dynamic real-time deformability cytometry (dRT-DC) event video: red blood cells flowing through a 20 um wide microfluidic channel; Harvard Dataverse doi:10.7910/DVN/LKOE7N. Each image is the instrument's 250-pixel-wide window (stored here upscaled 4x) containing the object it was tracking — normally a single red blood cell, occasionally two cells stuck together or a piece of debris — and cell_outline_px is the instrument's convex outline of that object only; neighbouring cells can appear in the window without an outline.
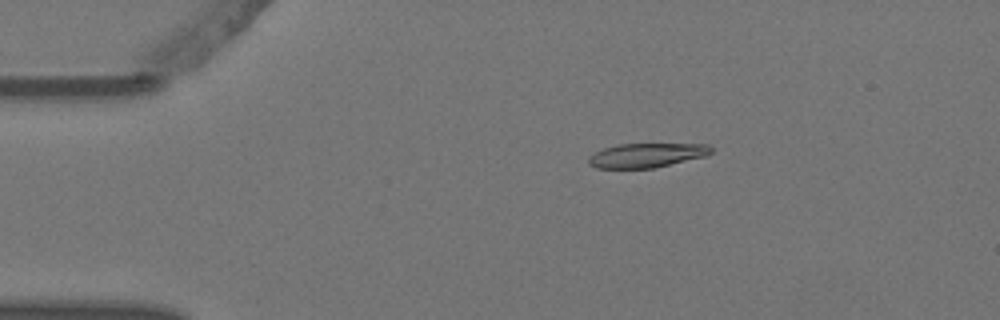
{"species": "Egyptian fruit bat (a non-hibernating species)", "species_latin": "Rousettus aegyptiacus", "temperature_condition": "warm", "stored_images_in_passage": 5, "camera_frame_rate_fps": 3000, "um_per_image_px": 0.085, "animal": {"sex": "female"}, "frame": {"image": 1, "passage_image": 2, "time_ms": 0.333, "image_size_px": [1000, 320], "cell_outline_px": [[712, 152], [704, 156], [652, 168], [596, 168], [588, 164], [588, 156], [604, 148], [620, 144], [708, 144], [712, 148]], "centroid_in_image_um": [54.92, 13.19], "position_along_channel_um": 30.1, "area_um2": 17.11}}
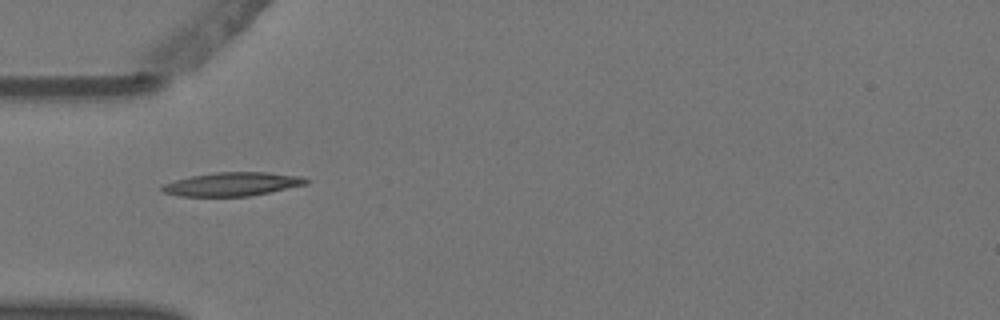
{"frame": {"image": 2, "passage_image": 4, "time_ms": 1.0, "image_size_px": [1000, 320], "cell_outline_px": [[308, 184], [248, 196], [180, 196], [164, 192], [160, 188], [164, 184], [176, 180], [192, 176], [216, 172], [268, 172], [300, 176], [308, 180]], "centroid_in_image_um": [19.76, 15.64], "position_along_channel_um": 65.2, "area_um2": 19.54}}
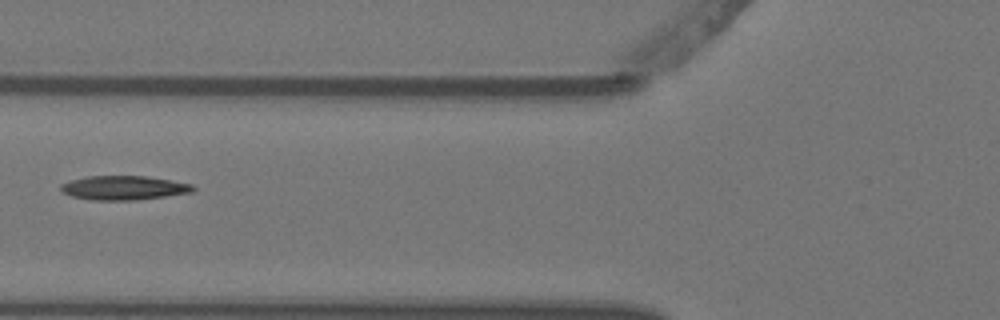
{"frame": {"image": 3, "passage_image": 5, "time_ms": 1.333, "image_size_px": [1000, 320], "cell_outline_px": [[196, 188], [192, 192], [136, 200], [92, 200], [72, 196], [64, 192], [60, 188], [60, 184], [72, 180], [88, 176], [144, 176], [172, 180], [192, 184]], "centroid_in_image_um": [10.54, 15.96], "position_along_channel_um": 115.3, "area_um2": 18.44}}